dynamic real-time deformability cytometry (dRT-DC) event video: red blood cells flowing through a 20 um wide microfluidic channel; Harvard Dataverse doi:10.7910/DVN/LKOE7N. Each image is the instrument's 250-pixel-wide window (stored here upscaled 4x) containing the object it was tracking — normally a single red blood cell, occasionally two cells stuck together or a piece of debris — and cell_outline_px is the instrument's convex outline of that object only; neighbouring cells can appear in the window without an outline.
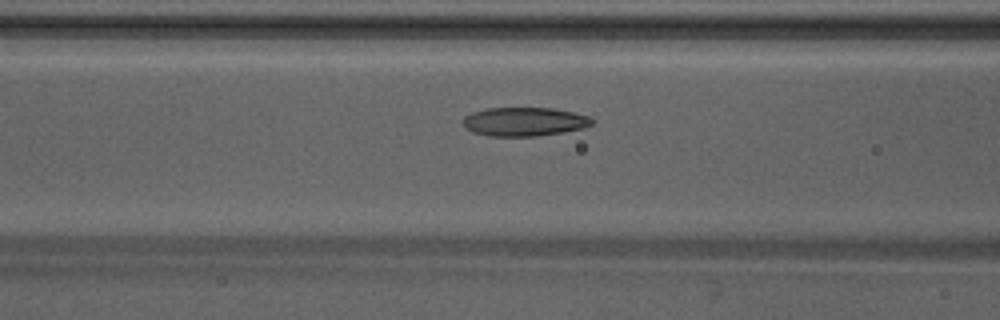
{"species": "Egyptian fruit bat (a non-hibernating species)", "species_latin": "Rousettus aegyptiacus", "temperature_condition": "warm", "stored_images_in_passage": 30, "camera_frame_rate_fps": 3000, "um_per_image_px": 0.085, "animal": {"sex": "male"}, "frame": {"image": 1, "passage_image": 8, "time_ms": 2.333, "image_size_px": [1000, 320], "cell_outline_px": [[592, 124], [584, 128], [536, 136], [488, 136], [472, 132], [464, 124], [464, 116], [472, 112], [484, 108], [552, 108], [572, 112], [588, 116], [592, 120]], "centroid_in_image_um": [44.54, 10.34], "position_along_channel_um": 122.1, "area_um2": 21.44}}
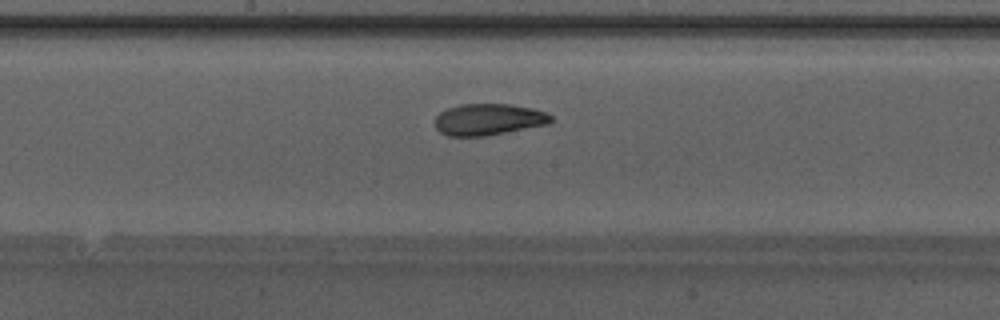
{"frame": {"image": 2, "passage_image": 14, "time_ms": 4.333, "image_size_px": [1000, 320], "cell_outline_px": [[552, 120], [548, 124], [484, 136], [448, 136], [440, 132], [436, 128], [436, 116], [440, 112], [448, 108], [460, 104], [508, 104], [532, 108], [544, 112], [552, 116]], "centroid_in_image_um": [41.5, 10.15], "position_along_channel_um": 206.7, "area_um2": 21.1}}
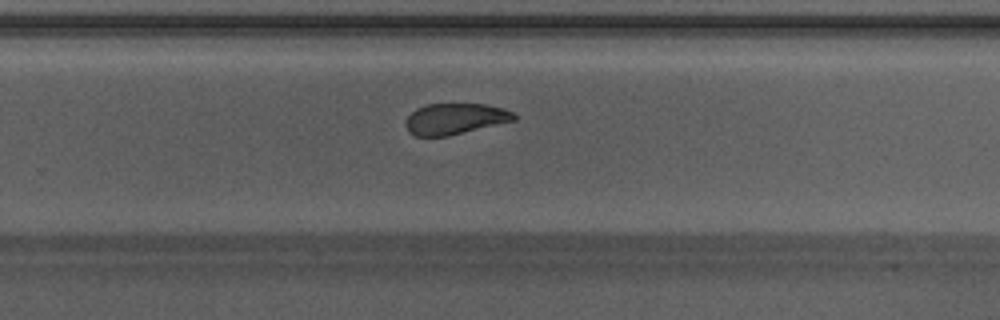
{"frame": {"image": 3, "passage_image": 20, "time_ms": 6.333, "image_size_px": [1000, 320], "cell_outline_px": [[516, 120], [448, 136], [416, 136], [408, 132], [404, 124], [408, 116], [416, 108], [428, 104], [484, 104], [504, 108], [512, 112], [516, 116]], "centroid_in_image_um": [38.66, 10.1], "position_along_channel_um": 291.1, "area_um2": 19.59}, "authors_computed_cell_mechanics": {"area_um2": 21.386, "velocity_mm_per_s": 4.2355, "shape_relaxation_time_tau1_ms": 5.4108, "shape_relaxation_time_tau2_ms": 2.0362, "deformation_change_tau1": 0.1552, "deformation_change_tau2": 0.0827}}